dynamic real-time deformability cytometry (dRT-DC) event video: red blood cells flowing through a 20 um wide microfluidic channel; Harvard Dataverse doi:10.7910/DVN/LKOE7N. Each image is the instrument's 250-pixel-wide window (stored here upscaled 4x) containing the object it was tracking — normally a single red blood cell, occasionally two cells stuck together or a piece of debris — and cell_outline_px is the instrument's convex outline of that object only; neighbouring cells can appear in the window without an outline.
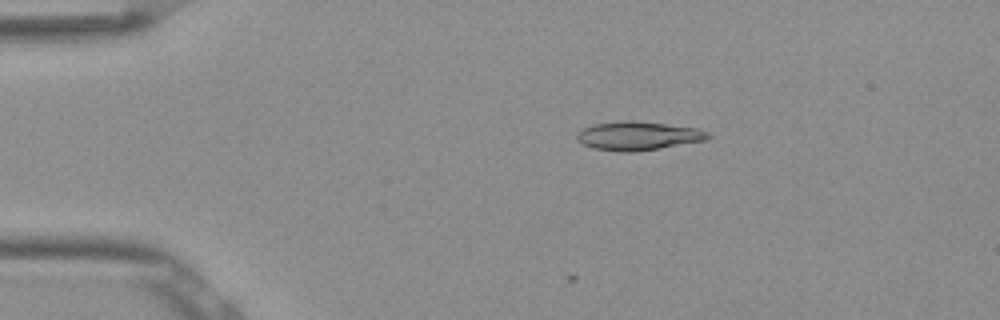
{"species": "Egyptian fruit bat (a non-hibernating species)", "species_latin": "Rousettus aegyptiacus", "temperature_condition": "room temperature", "stored_images_in_passage": 10, "camera_frame_rate_fps": 3000, "um_per_image_px": 0.085, "frame": {"image": 1, "passage_image": 10, "time_ms": 3.0, "image_size_px": [1000, 320], "cell_outline_px": [[712, 136], [708, 140], [636, 152], [616, 152], [596, 148], [584, 144], [576, 140], [576, 136], [584, 128], [596, 124], [624, 120], [632, 120], [696, 128], [708, 132]], "centroid_in_image_um": [54.27, 11.56], "position_along_channel_um": 30.7, "area_um2": 21.79}}